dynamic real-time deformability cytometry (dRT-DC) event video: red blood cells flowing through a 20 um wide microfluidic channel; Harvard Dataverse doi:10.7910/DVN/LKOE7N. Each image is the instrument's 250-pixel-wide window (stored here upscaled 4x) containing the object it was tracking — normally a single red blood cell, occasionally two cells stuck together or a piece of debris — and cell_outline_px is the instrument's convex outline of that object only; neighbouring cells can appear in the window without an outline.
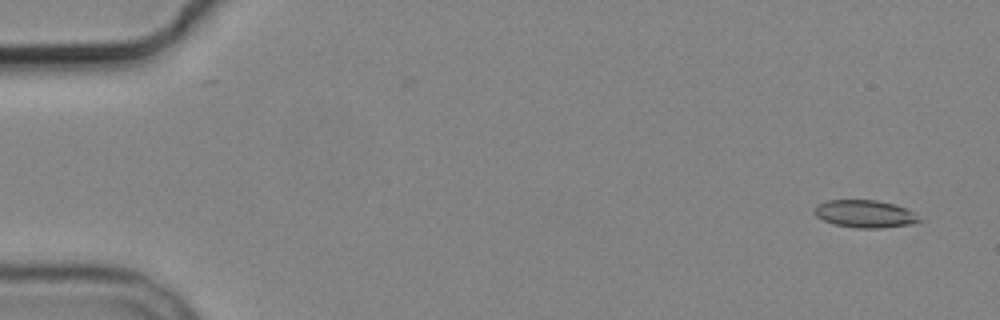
{"species": "common noctule bat (a hibernating species)", "species_latin": "Nyctalus noctula", "temperature_condition": "cold", "stored_images_in_passage": 5, "segment_of_instrument_passage": [1, 2], "camera_frame_rate_fps": 3000, "um_per_image_px": 0.085, "animal": {"sex": "male", "body_mass_g": 19.2, "forearm_length_mm": 51.8}, "frame": {"image": 1, "passage_image": 1, "time_ms": 0.0, "image_size_px": [1000, 320], "cell_outline_px": [[924, 220], [912, 224], [880, 228], [856, 228], [836, 224], [824, 220], [816, 216], [816, 208], [820, 204], [828, 200], [876, 200], [896, 204], [912, 212]], "centroid_in_image_um": [73.58, 18.18], "position_along_channel_um": 11.4, "area_um2": 16.59}}
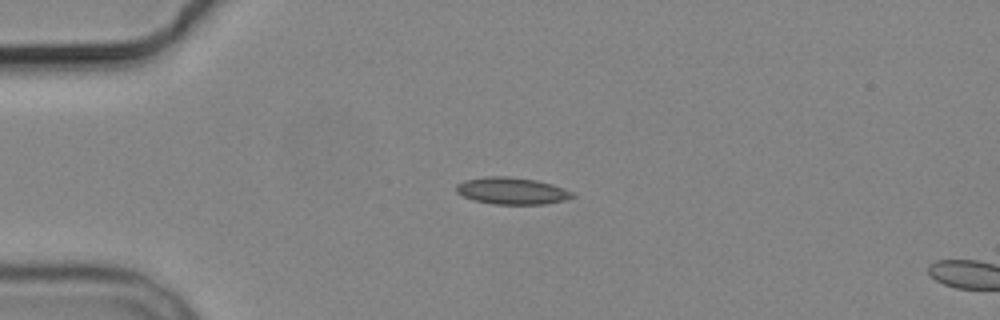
{"frame": {"image": 2, "passage_image": 4, "time_ms": 3.667, "image_size_px": [1000, 320], "cell_outline_px": [[576, 196], [564, 200], [544, 204], [492, 204], [472, 200], [456, 192], [456, 184], [464, 180], [488, 176], [508, 176], [536, 180], [552, 184], [564, 188], [572, 192]], "centroid_in_image_um": [43.49, 16.22], "position_along_channel_um": 41.5, "area_um2": 18.26}}